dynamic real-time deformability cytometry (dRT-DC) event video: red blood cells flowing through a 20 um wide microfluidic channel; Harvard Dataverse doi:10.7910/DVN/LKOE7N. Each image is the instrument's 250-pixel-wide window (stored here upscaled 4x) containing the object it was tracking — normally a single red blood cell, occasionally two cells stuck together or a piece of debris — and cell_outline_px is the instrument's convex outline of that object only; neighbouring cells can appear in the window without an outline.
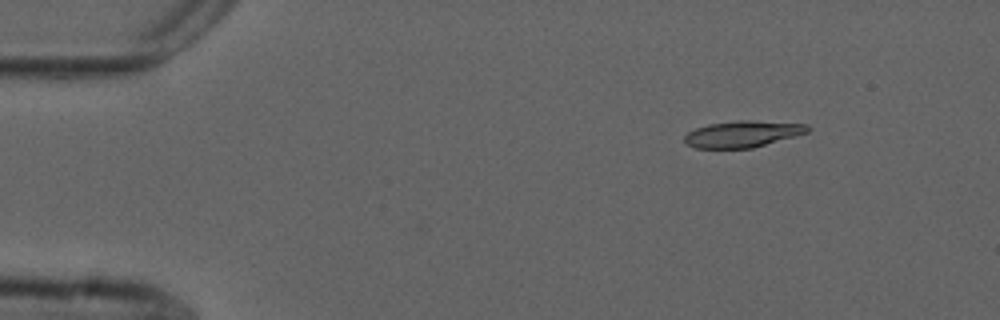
{"species": "common noctule bat (a hibernating species)", "species_latin": "Nyctalus noctula", "temperature_condition": "cold", "stored_images_in_passage": 44, "camera_frame_rate_fps": 3000, "um_per_image_px": 0.085, "animal": {"sex": "male", "forearm_length_mm": 52.5}, "frame": {"image": 1, "passage_image": 1, "time_ms": 0.0, "image_size_px": [1000, 320], "cell_outline_px": [[812, 128], [808, 132], [752, 148], [696, 148], [688, 144], [684, 140], [684, 136], [688, 132], [696, 128], [708, 124], [736, 120], [752, 120], [808, 124]], "centroid_in_image_um": [63.14, 11.38], "position_along_channel_um": 21.9, "area_um2": 18.96}}
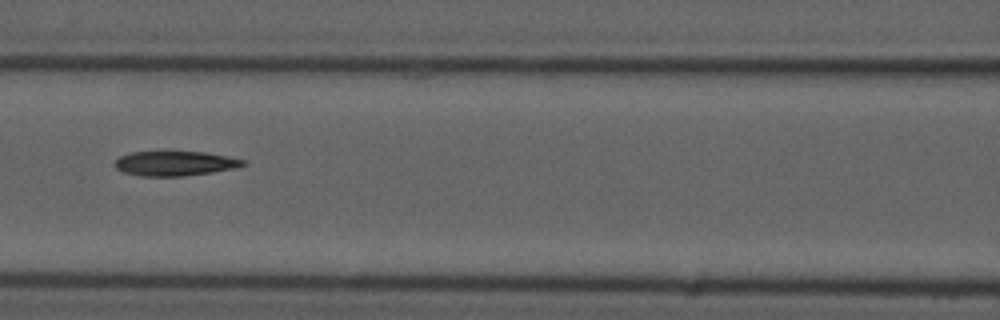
{"frame": {"image": 2, "passage_image": 18, "time_ms": 5.667, "image_size_px": [1000, 320], "cell_outline_px": [[248, 164], [236, 168], [212, 172], [180, 176], [140, 176], [124, 172], [116, 168], [116, 160], [120, 156], [132, 152], [204, 152], [244, 160]], "centroid_in_image_um": [14.88, 13.9], "position_along_channel_um": 151.7, "area_um2": 18.15}}
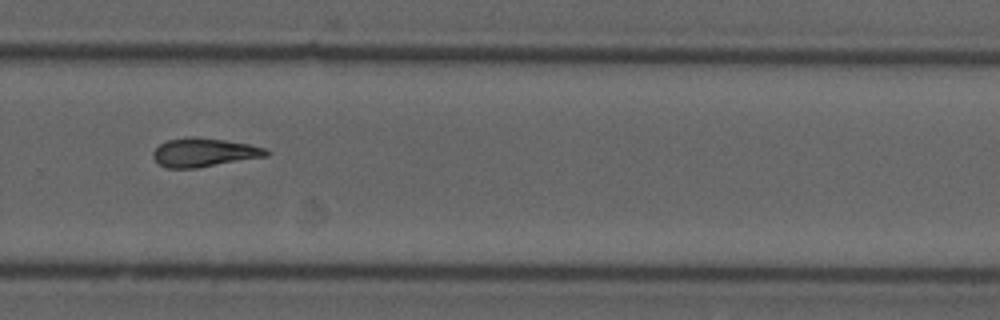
{"frame": {"image": 3, "passage_image": 31, "time_ms": 10.0, "image_size_px": [1000, 320], "cell_outline_px": [[272, 152], [268, 156], [196, 168], [168, 168], [160, 164], [152, 156], [152, 152], [160, 144], [168, 140], [188, 136], [192, 136], [224, 140], [248, 144], [268, 148]], "centroid_in_image_um": [17.38, 12.95], "position_along_channel_um": 312.4, "area_um2": 18.96}}